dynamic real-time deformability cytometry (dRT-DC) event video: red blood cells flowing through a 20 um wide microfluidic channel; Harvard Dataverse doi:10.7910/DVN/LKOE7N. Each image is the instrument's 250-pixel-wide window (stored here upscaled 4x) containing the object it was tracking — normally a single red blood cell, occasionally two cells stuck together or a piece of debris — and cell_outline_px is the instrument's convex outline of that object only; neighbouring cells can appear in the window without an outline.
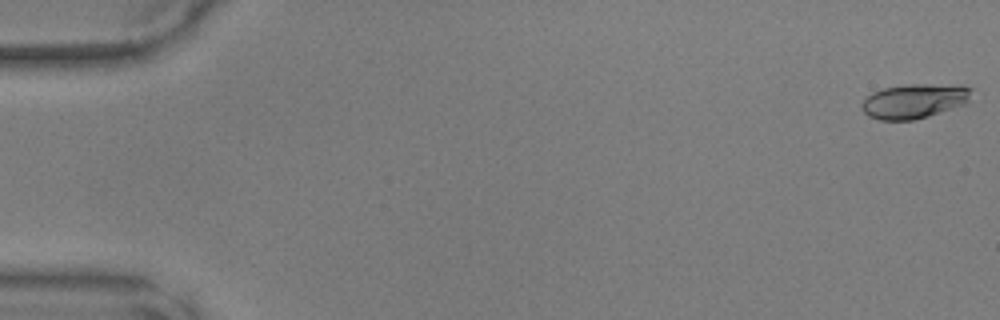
{"species": "common noctule bat (a hibernating species)", "species_latin": "Nyctalus noctula", "temperature_condition": "warm", "stored_images_in_passage": 49, "camera_frame_rate_fps": 3000, "um_per_image_px": 0.085, "animal": {"sex": "male", "body_mass_g": 17.9, "forearm_length_mm": 54.2}, "frame": {"image": 1, "passage_image": 1, "time_ms": 0.0, "image_size_px": [1000, 320], "cell_outline_px": [[972, 88], [968, 100], [964, 104], [916, 120], [880, 120], [868, 116], [864, 112], [860, 104], [872, 92], [884, 88], [904, 84], [928, 84]], "centroid_in_image_um": [77.64, 8.6], "position_along_channel_um": 7.4, "area_um2": 21.73}}
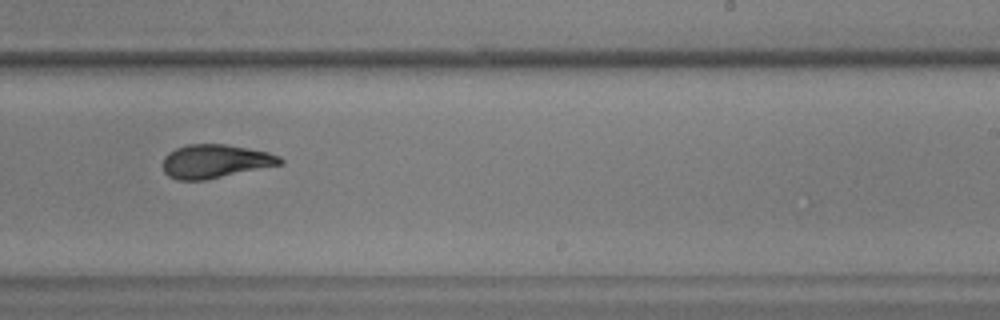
{"frame": {"image": 2, "passage_image": 31, "time_ms": 10.0, "image_size_px": [1000, 320], "cell_outline_px": [[284, 164], [204, 180], [176, 180], [168, 176], [164, 172], [164, 156], [168, 152], [176, 148], [188, 144], [224, 144], [268, 152], [280, 156], [284, 160]], "centroid_in_image_um": [18.3, 13.71], "position_along_channel_um": 270.7, "area_um2": 22.95}}
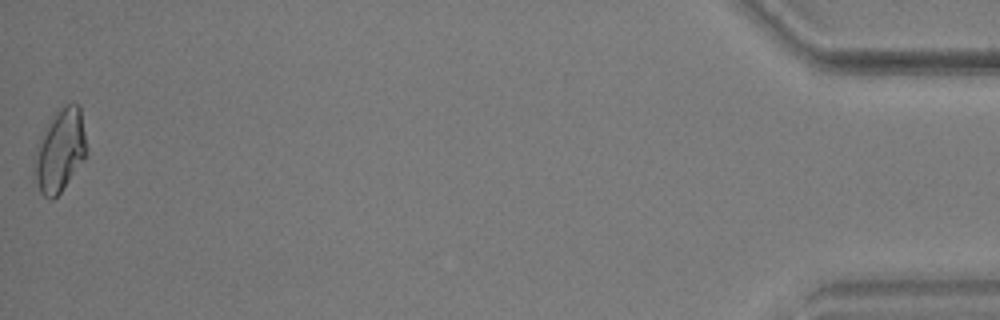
{"frame": {"image": 3, "passage_image": 49, "time_ms": 16.0, "image_size_px": [1000, 320], "cell_outline_px": [[88, 148], [84, 160], [60, 192], [52, 200], [48, 200], [40, 192], [36, 180], [36, 148], [48, 124], [56, 112], [68, 104], [76, 104], [80, 108]], "centroid_in_image_um": [5.15, 12.82], "position_along_channel_um": 430.1, "area_um2": 24.33}}